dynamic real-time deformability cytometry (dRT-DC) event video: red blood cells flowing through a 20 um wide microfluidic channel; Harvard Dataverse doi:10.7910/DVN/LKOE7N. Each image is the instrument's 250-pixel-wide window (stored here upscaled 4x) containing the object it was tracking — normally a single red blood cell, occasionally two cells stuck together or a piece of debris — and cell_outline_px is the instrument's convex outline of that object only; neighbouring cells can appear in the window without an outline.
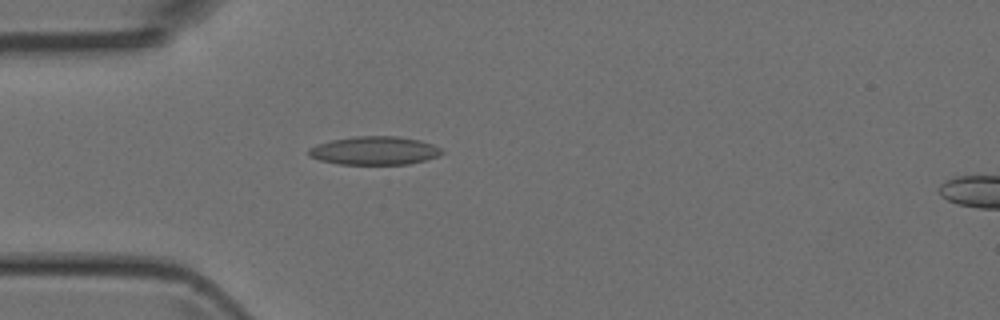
{"species": "Egyptian fruit bat (a non-hibernating species)", "species_latin": "Rousettus aegyptiacus", "temperature_condition": "room temperature", "stored_images_in_passage": 28, "camera_frame_rate_fps": 3000, "um_per_image_px": 0.085, "animal": {"sex": "female"}, "frame": {"image": 1, "passage_image": 13, "time_ms": 4.0, "image_size_px": [1000, 320], "cell_outline_px": [[444, 152], [440, 156], [408, 164], [340, 164], [320, 160], [312, 156], [308, 152], [308, 148], [316, 144], [332, 140], [356, 136], [396, 136], [420, 140], [432, 144], [440, 148]], "centroid_in_image_um": [31.85, 12.8], "position_along_channel_um": 53.1, "area_um2": 21.91}}
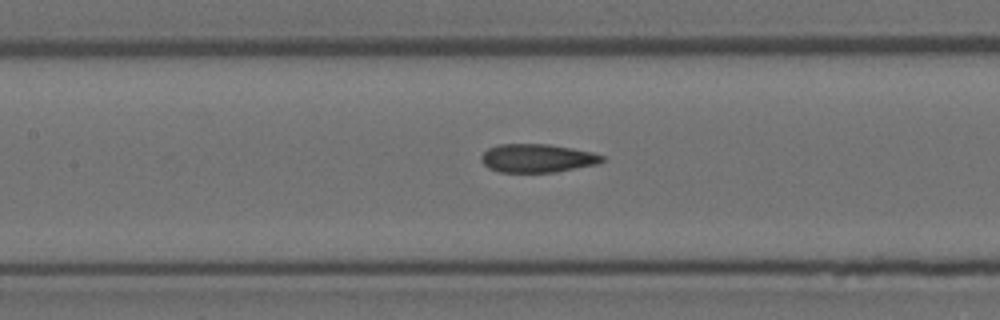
{"frame": {"image": 2, "passage_image": 21, "time_ms": 6.667, "image_size_px": [1000, 320], "cell_outline_px": [[604, 160], [600, 164], [556, 172], [500, 172], [488, 168], [480, 160], [480, 156], [488, 148], [500, 144], [548, 144], [572, 148], [592, 152], [604, 156]], "centroid_in_image_um": [45.68, 13.45], "position_along_channel_um": 161.7, "area_um2": 20.17}}
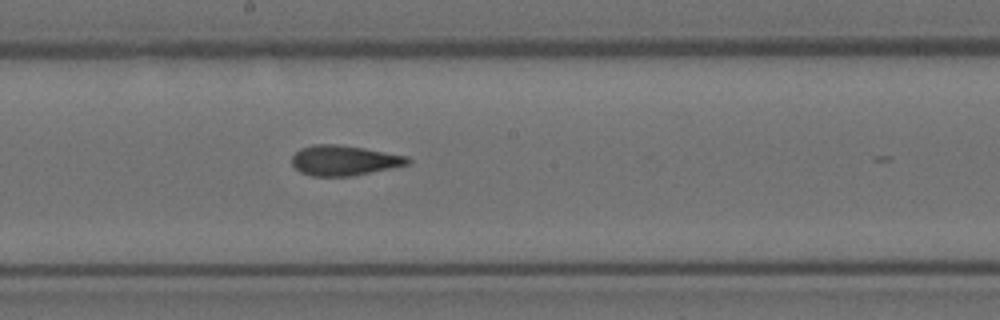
{"frame": {"image": 3, "passage_image": 25, "time_ms": 8.0, "image_size_px": [1000, 320], "cell_outline_px": [[412, 160], [408, 164], [392, 168], [352, 176], [312, 176], [300, 172], [292, 164], [292, 156], [300, 148], [312, 144], [336, 144], [364, 148], [408, 156]], "centroid_in_image_um": [29.25, 13.63], "position_along_channel_um": 219.0, "area_um2": 20.4}}